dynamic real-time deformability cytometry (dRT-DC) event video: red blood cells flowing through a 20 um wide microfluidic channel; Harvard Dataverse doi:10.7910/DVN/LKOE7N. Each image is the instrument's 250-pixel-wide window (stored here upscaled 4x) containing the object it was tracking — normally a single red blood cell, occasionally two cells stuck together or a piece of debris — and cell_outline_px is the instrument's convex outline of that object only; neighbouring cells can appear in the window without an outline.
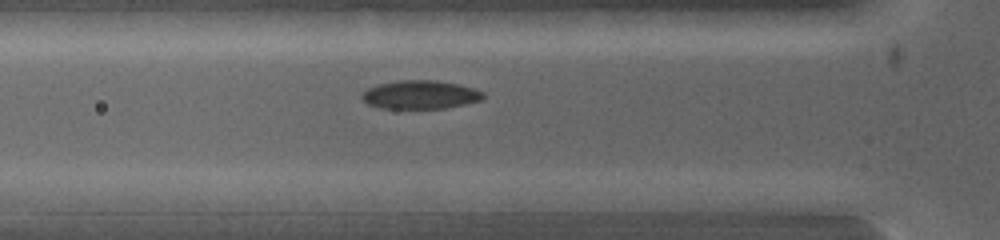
{"species": "common noctule bat (a hibernating species)", "species_latin": "Nyctalus noctula", "temperature_condition": "warm", "stored_images_in_passage": 8, "camera_frame_rate_fps": 5000, "um_per_image_px": 0.085, "animal": {"sex": "female", "body_mass_g": 19.0, "forearm_length_mm": 53.3}, "frame": {"image": 1, "passage_image": 4, "time_ms": 1.2, "image_size_px": [1000, 240], "cell_outline_px": [[484, 96], [480, 100], [464, 104], [444, 108], [380, 108], [368, 104], [360, 96], [368, 88], [380, 84], [400, 80], [436, 80], [456, 84], [472, 88], [484, 92]], "centroid_in_image_um": [35.71, 8.05], "position_along_channel_um": 90.1, "area_um2": 19.83}}
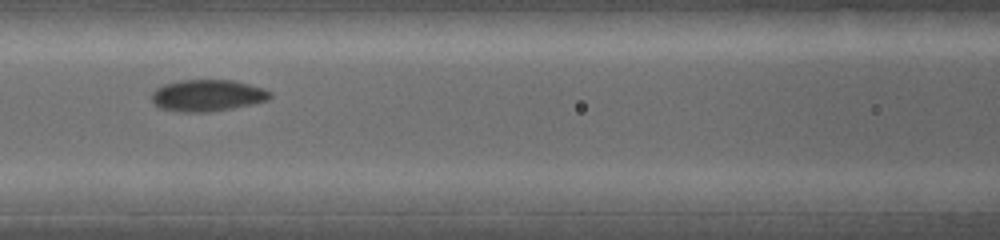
{"frame": {"image": 2, "passage_image": 6, "time_ms": 2.2, "image_size_px": [1000, 240], "cell_outline_px": [[584, 212], [552, 212], [440, 208], [432, 196], [432, 192], [456, 188], [552, 188], [580, 192], [584, 196]], "centroid_in_image_um": [43.46, 16.96], "position_along_channel_um": 123.1, "area_um2": 23.24}}